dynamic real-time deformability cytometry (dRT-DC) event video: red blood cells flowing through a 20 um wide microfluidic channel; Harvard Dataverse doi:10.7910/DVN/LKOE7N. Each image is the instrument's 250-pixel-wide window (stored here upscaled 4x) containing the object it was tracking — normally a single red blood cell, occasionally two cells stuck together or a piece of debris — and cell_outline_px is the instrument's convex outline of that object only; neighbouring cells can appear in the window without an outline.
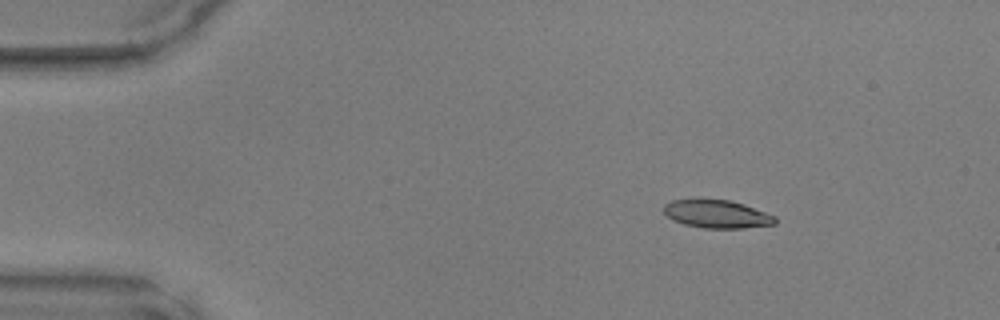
{"species": "common noctule bat (a hibernating species)", "species_latin": "Nyctalus noctula", "temperature_condition": "warm", "stored_images_in_passage": 29, "camera_frame_rate_fps": 3000, "um_per_image_px": 0.085, "animal": {"sex": "male", "body_mass_g": 17.9, "forearm_length_mm": 54.2}, "frame": {"image": 1, "passage_image": 3, "time_ms": 0.667, "image_size_px": [1000, 320], "cell_outline_px": [[776, 224], [744, 228], [704, 228], [684, 224], [672, 220], [664, 212], [664, 204], [672, 200], [728, 200], [744, 204], [776, 216]], "centroid_in_image_um": [60.96, 18.21], "position_along_channel_um": 24.0, "area_um2": 18.03}}
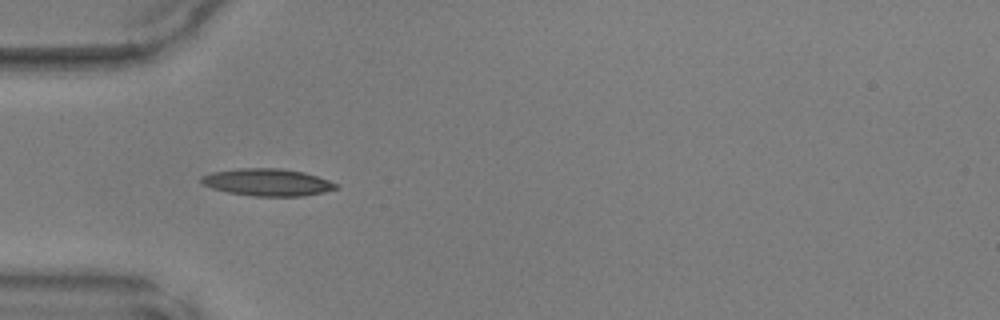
{"frame": {"image": 2, "passage_image": 11, "time_ms": 3.333, "image_size_px": [1000, 320], "cell_outline_px": [[340, 188], [324, 192], [304, 196], [252, 196], [228, 192], [212, 188], [204, 184], [200, 180], [200, 176], [212, 172], [240, 168], [280, 168], [304, 172], [340, 184]], "centroid_in_image_um": [22.76, 15.49], "position_along_channel_um": 62.2, "area_um2": 21.44}}
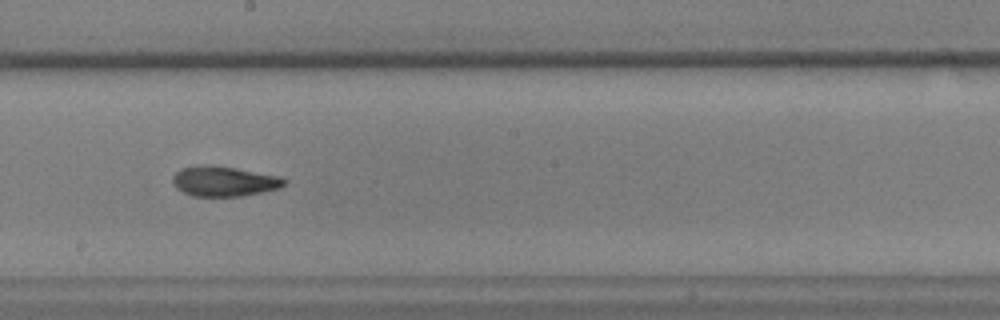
{"frame": {"image": 3, "passage_image": 23, "time_ms": 7.333, "image_size_px": [1000, 320], "cell_outline_px": [[288, 180], [280, 188], [240, 196], [192, 196], [176, 188], [172, 184], [172, 176], [180, 168], [232, 168], [280, 176]], "centroid_in_image_um": [19.06, 15.46], "position_along_channel_um": 229.1, "area_um2": 18.67}}